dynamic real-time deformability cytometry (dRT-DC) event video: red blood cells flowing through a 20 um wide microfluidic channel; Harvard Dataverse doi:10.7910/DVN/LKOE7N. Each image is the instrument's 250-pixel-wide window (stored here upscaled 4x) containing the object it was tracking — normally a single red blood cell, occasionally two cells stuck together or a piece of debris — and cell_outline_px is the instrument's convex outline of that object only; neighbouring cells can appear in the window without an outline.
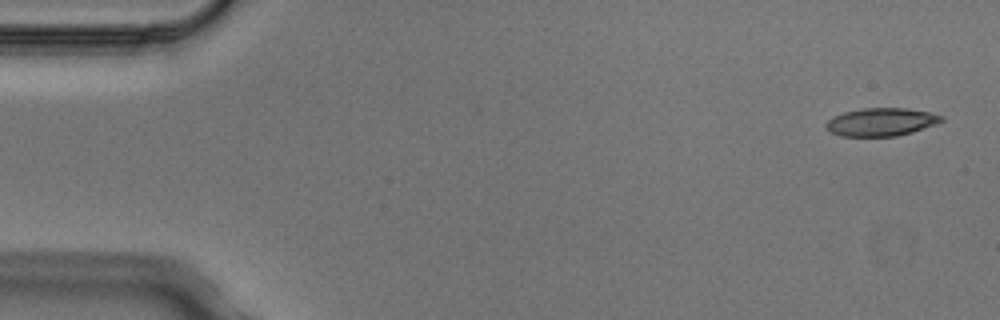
{"species": "Egyptian fruit bat (a non-hibernating species)", "species_latin": "Rousettus aegyptiacus", "temperature_condition": "cold", "stored_images_in_passage": 2, "camera_frame_rate_fps": 3000, "um_per_image_px": 0.085, "animal": {"sex": "male"}, "frame": {"image": 1, "passage_image": 1, "time_ms": 0.0, "image_size_px": [1000, 320], "cell_outline_px": [[944, 120], [936, 124], [912, 132], [896, 136], [840, 136], [832, 132], [824, 124], [832, 116], [844, 112], [864, 108], [908, 108], [928, 112], [944, 116]], "centroid_in_image_um": [74.91, 10.36], "position_along_channel_um": 10.1, "area_um2": 18.79}}